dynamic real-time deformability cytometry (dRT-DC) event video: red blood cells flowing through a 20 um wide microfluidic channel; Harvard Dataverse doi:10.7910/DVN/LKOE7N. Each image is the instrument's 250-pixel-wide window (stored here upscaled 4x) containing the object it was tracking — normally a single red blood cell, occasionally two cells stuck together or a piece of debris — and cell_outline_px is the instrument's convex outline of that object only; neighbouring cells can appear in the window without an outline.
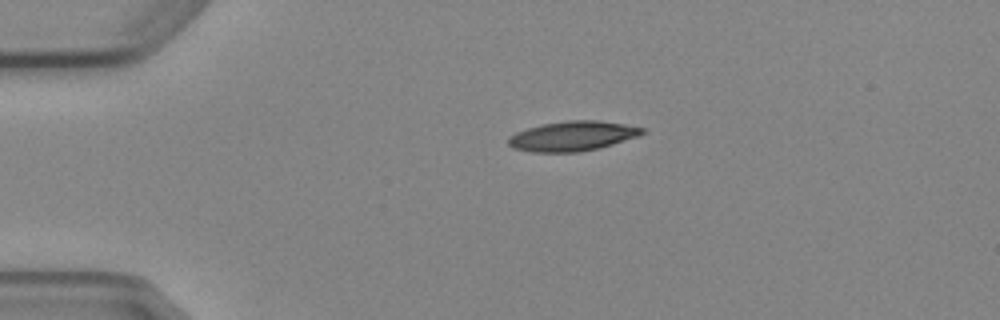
{"species": "Egyptian fruit bat (a non-hibernating species)", "species_latin": "Rousettus aegyptiacus", "temperature_condition": "cold", "stored_images_in_passage": 2, "camera_frame_rate_fps": 3000, "um_per_image_px": 0.085, "animal": {"sex": "female"}, "frame": {"image": 1, "passage_image": 1, "time_ms": 0.0, "image_size_px": [1000, 320], "cell_outline_px": [[644, 132], [636, 136], [600, 148], [580, 152], [532, 152], [512, 148], [508, 144], [508, 136], [516, 132], [528, 128], [544, 124], [568, 120], [596, 120], [624, 124], [644, 128]], "centroid_in_image_um": [48.62, 11.57], "position_along_channel_um": 36.4, "area_um2": 23.06}}